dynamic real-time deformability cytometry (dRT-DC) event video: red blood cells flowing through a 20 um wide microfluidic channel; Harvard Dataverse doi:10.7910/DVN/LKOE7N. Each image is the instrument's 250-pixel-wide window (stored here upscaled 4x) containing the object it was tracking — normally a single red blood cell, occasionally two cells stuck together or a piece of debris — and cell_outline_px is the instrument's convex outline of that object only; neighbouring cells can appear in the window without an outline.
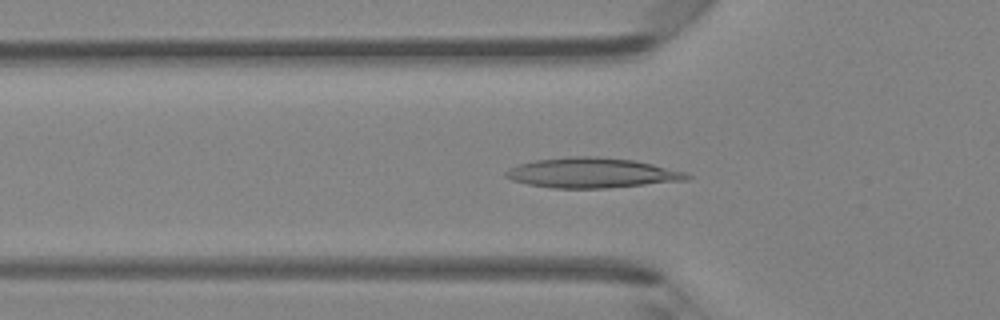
{"species": "Egyptian fruit bat (a non-hibernating species)", "species_latin": "Rousettus aegyptiacus", "temperature_condition": "room temperature", "stored_images_in_passage": 39, "camera_frame_rate_fps": 3000, "um_per_image_px": 0.085, "animal": {"sex": "female"}, "frame": {"image": 1, "passage_image": 11, "time_ms": 3.333, "image_size_px": [1000, 320], "cell_outline_px": [[692, 176], [688, 180], [608, 188], [552, 188], [528, 184], [512, 180], [504, 176], [504, 172], [508, 168], [532, 160], [568, 156], [596, 156], [632, 160], [652, 164], [684, 172]], "centroid_in_image_um": [50.26, 14.69], "position_along_channel_um": 75.5, "area_um2": 31.73}}
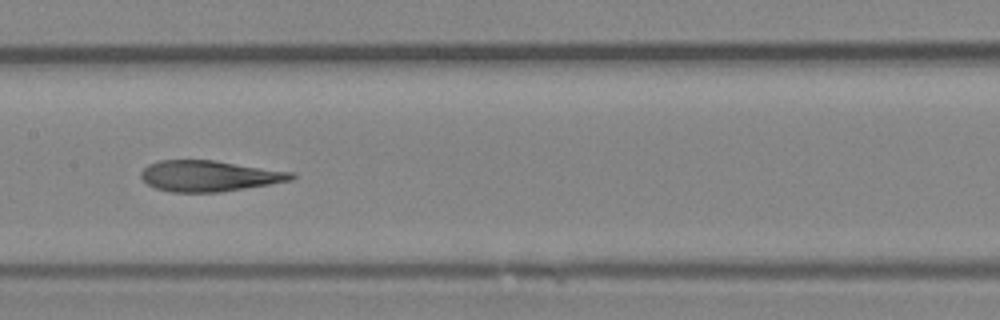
{"frame": {"image": 2, "passage_image": 19, "time_ms": 6.0, "image_size_px": [1000, 320], "cell_outline_px": [[296, 176], [292, 180], [220, 192], [172, 192], [156, 188], [148, 184], [140, 176], [140, 172], [148, 164], [160, 160], [212, 160], [292, 172]], "centroid_in_image_um": [17.74, 14.95], "position_along_channel_um": 189.7, "area_um2": 26.76}}
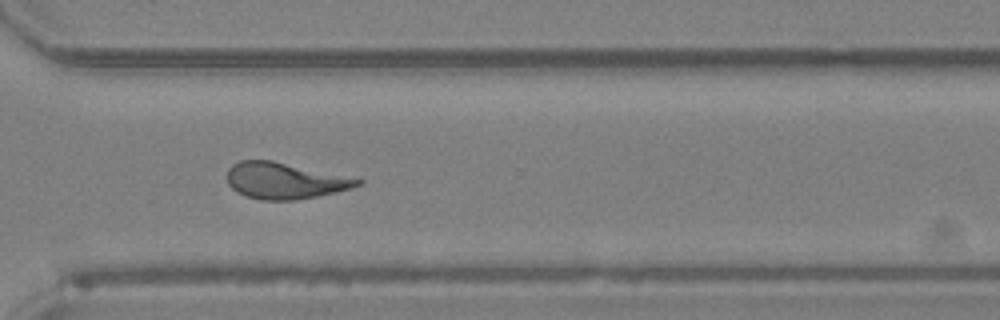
{"frame": {"image": 3, "passage_image": 30, "time_ms": 9.667, "image_size_px": [1000, 320], "cell_outline_px": [[364, 180], [360, 184], [352, 188], [316, 196], [296, 200], [264, 200], [244, 196], [236, 192], [228, 184], [228, 168], [232, 164], [240, 160], [272, 160], [360, 176]], "centroid_in_image_um": [24.3, 15.33], "position_along_channel_um": 346.3, "area_um2": 28.38}, "authors_computed_cell_mechanics": {"area_um2": 27.166, "velocity_mm_per_s": 4.2841, "shape_relaxation_time_tau1_ms": null, "shape_relaxation_time_tau2_ms": 2.8362, "deformation_change_tau1": null, "deformation_change_tau2": 0.1126}}